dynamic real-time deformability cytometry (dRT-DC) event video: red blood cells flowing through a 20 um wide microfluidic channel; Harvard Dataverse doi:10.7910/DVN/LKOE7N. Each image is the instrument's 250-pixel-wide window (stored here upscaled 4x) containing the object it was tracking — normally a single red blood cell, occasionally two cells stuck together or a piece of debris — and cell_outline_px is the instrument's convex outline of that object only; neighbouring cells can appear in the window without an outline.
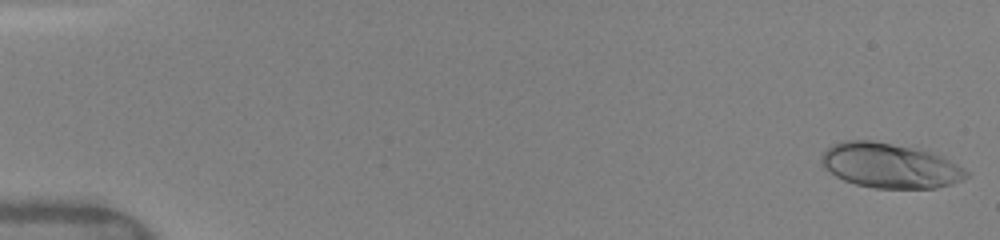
{"species": "human", "species_latin": "Homo sapiens", "temperature_condition": "warm", "stored_images_in_passage": 15, "camera_frame_rate_fps": 3000, "um_per_image_px": 0.085, "donor": {"sex": "female"}, "frame": {"image": 1, "passage_image": 1, "time_ms": 0.0, "image_size_px": [1000, 240], "cell_outline_px": [[968, 176], [952, 184], [936, 188], [876, 188], [856, 184], [844, 180], [836, 176], [824, 168], [820, 164], [820, 156], [832, 144], [844, 140], [872, 140], [912, 148], [928, 152], [940, 156], [964, 168], [968, 172]], "centroid_in_image_um": [75.59, 14.08], "position_along_channel_um": 9.4, "area_um2": 37.51}}
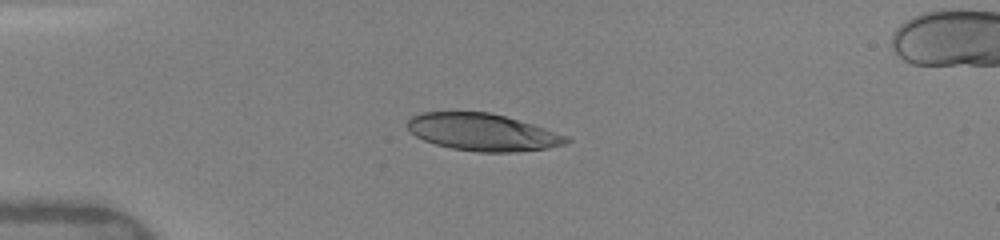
{"frame": {"image": 2, "passage_image": 6, "time_ms": 4.0, "image_size_px": [1000, 240], "cell_outline_px": [[572, 140], [568, 144], [548, 148], [516, 152], [476, 152], [452, 148], [436, 144], [424, 140], [416, 136], [408, 128], [408, 120], [412, 116], [424, 112], [488, 112], [504, 116], [532, 124], [568, 136]], "centroid_in_image_um": [41.06, 11.25], "position_along_channel_um": 43.9, "area_um2": 34.28}}
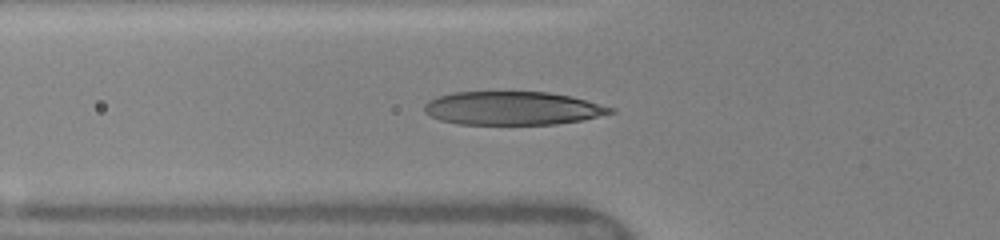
{"frame": {"image": 3, "passage_image": 11, "time_ms": 5.667, "image_size_px": [1000, 240], "cell_outline_px": [[616, 112], [580, 120], [556, 124], [460, 124], [440, 120], [424, 112], [424, 104], [428, 100], [452, 92], [548, 92], [572, 96], [616, 108]], "centroid_in_image_um": [43.59, 9.19], "position_along_channel_um": 82.2, "area_um2": 36.24}}